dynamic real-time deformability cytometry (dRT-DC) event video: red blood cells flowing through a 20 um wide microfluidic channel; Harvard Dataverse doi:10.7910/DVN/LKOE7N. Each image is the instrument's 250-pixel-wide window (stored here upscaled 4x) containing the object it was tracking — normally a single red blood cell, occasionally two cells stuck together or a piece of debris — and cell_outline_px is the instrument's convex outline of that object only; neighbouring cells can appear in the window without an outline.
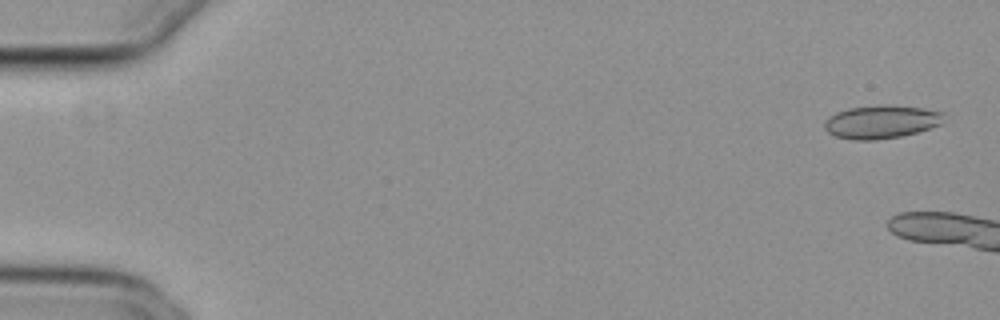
{"species": "common noctule bat (a hibernating species)", "species_latin": "Nyctalus noctula", "temperature_condition": "cold", "stored_images_in_passage": 13, "camera_frame_rate_fps": 3000, "um_per_image_px": 0.085, "animal": {"sex": "female", "body_mass_g": 29.2, "forearm_length_mm": 56.3}, "frame": {"image": 1, "passage_image": 2, "time_ms": 0.333, "image_size_px": [1000, 320], "cell_outline_px": [[948, 112], [940, 124], [916, 132], [900, 136], [876, 140], [852, 140], [836, 136], [828, 132], [824, 128], [824, 120], [828, 116], [836, 112], [848, 108], [880, 104], [888, 104], [924, 108]], "centroid_in_image_um": [74.91, 10.33], "position_along_channel_um": 10.1, "area_um2": 23.47}}